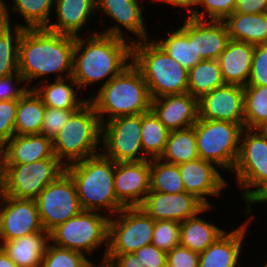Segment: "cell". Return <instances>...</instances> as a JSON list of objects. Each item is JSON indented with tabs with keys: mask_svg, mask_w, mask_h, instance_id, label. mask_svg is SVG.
<instances>
[{
	"mask_svg": "<svg viewBox=\"0 0 267 267\" xmlns=\"http://www.w3.org/2000/svg\"><path fill=\"white\" fill-rule=\"evenodd\" d=\"M74 47L75 36L46 28L24 29L18 43V72L28 88H33L32 81H47L52 74L55 79L70 77Z\"/></svg>",
	"mask_w": 267,
	"mask_h": 267,
	"instance_id": "obj_1",
	"label": "cell"
},
{
	"mask_svg": "<svg viewBox=\"0 0 267 267\" xmlns=\"http://www.w3.org/2000/svg\"><path fill=\"white\" fill-rule=\"evenodd\" d=\"M132 42L89 31L76 36L72 75L80 90L99 84L100 88L132 63ZM101 81V82H100Z\"/></svg>",
	"mask_w": 267,
	"mask_h": 267,
	"instance_id": "obj_2",
	"label": "cell"
},
{
	"mask_svg": "<svg viewBox=\"0 0 267 267\" xmlns=\"http://www.w3.org/2000/svg\"><path fill=\"white\" fill-rule=\"evenodd\" d=\"M65 171L74 181L83 210L103 212L112 217L124 208L114 190L113 160L100 153L65 166Z\"/></svg>",
	"mask_w": 267,
	"mask_h": 267,
	"instance_id": "obj_3",
	"label": "cell"
},
{
	"mask_svg": "<svg viewBox=\"0 0 267 267\" xmlns=\"http://www.w3.org/2000/svg\"><path fill=\"white\" fill-rule=\"evenodd\" d=\"M97 90L88 101L94 106L101 124L116 117L150 111L151 97L147 84L133 63Z\"/></svg>",
	"mask_w": 267,
	"mask_h": 267,
	"instance_id": "obj_4",
	"label": "cell"
},
{
	"mask_svg": "<svg viewBox=\"0 0 267 267\" xmlns=\"http://www.w3.org/2000/svg\"><path fill=\"white\" fill-rule=\"evenodd\" d=\"M150 39L132 44V63L142 73L151 99L187 92L188 70Z\"/></svg>",
	"mask_w": 267,
	"mask_h": 267,
	"instance_id": "obj_5",
	"label": "cell"
},
{
	"mask_svg": "<svg viewBox=\"0 0 267 267\" xmlns=\"http://www.w3.org/2000/svg\"><path fill=\"white\" fill-rule=\"evenodd\" d=\"M101 122L88 101L52 140L54 155L65 165L100 154Z\"/></svg>",
	"mask_w": 267,
	"mask_h": 267,
	"instance_id": "obj_6",
	"label": "cell"
},
{
	"mask_svg": "<svg viewBox=\"0 0 267 267\" xmlns=\"http://www.w3.org/2000/svg\"><path fill=\"white\" fill-rule=\"evenodd\" d=\"M232 173L247 207L267 190V131L244 128Z\"/></svg>",
	"mask_w": 267,
	"mask_h": 267,
	"instance_id": "obj_7",
	"label": "cell"
},
{
	"mask_svg": "<svg viewBox=\"0 0 267 267\" xmlns=\"http://www.w3.org/2000/svg\"><path fill=\"white\" fill-rule=\"evenodd\" d=\"M109 219L110 217L104 213L82 210L54 228L50 232V242L88 256L92 255L97 248L104 246L101 259L103 261L108 250Z\"/></svg>",
	"mask_w": 267,
	"mask_h": 267,
	"instance_id": "obj_8",
	"label": "cell"
},
{
	"mask_svg": "<svg viewBox=\"0 0 267 267\" xmlns=\"http://www.w3.org/2000/svg\"><path fill=\"white\" fill-rule=\"evenodd\" d=\"M199 158L232 172L244 127L230 121L198 119L194 125Z\"/></svg>",
	"mask_w": 267,
	"mask_h": 267,
	"instance_id": "obj_9",
	"label": "cell"
},
{
	"mask_svg": "<svg viewBox=\"0 0 267 267\" xmlns=\"http://www.w3.org/2000/svg\"><path fill=\"white\" fill-rule=\"evenodd\" d=\"M65 172V165L53 155L27 164H4L0 193L35 200L40 192Z\"/></svg>",
	"mask_w": 267,
	"mask_h": 267,
	"instance_id": "obj_10",
	"label": "cell"
},
{
	"mask_svg": "<svg viewBox=\"0 0 267 267\" xmlns=\"http://www.w3.org/2000/svg\"><path fill=\"white\" fill-rule=\"evenodd\" d=\"M99 150L116 163L147 160L141 144V114L120 116L102 123Z\"/></svg>",
	"mask_w": 267,
	"mask_h": 267,
	"instance_id": "obj_11",
	"label": "cell"
},
{
	"mask_svg": "<svg viewBox=\"0 0 267 267\" xmlns=\"http://www.w3.org/2000/svg\"><path fill=\"white\" fill-rule=\"evenodd\" d=\"M154 225L140 207H124L109 219L107 254L134 253L151 244Z\"/></svg>",
	"mask_w": 267,
	"mask_h": 267,
	"instance_id": "obj_12",
	"label": "cell"
},
{
	"mask_svg": "<svg viewBox=\"0 0 267 267\" xmlns=\"http://www.w3.org/2000/svg\"><path fill=\"white\" fill-rule=\"evenodd\" d=\"M35 201L43 229L49 233L83 210L74 181L66 171L48 184Z\"/></svg>",
	"mask_w": 267,
	"mask_h": 267,
	"instance_id": "obj_13",
	"label": "cell"
},
{
	"mask_svg": "<svg viewBox=\"0 0 267 267\" xmlns=\"http://www.w3.org/2000/svg\"><path fill=\"white\" fill-rule=\"evenodd\" d=\"M143 0H96V11L115 20L113 26L101 30L102 34L120 37L132 43L149 39V33L144 21ZM116 24V25H115ZM125 29V30H124ZM128 31L131 35H125ZM128 38H127V37ZM137 38V39H136Z\"/></svg>",
	"mask_w": 267,
	"mask_h": 267,
	"instance_id": "obj_14",
	"label": "cell"
},
{
	"mask_svg": "<svg viewBox=\"0 0 267 267\" xmlns=\"http://www.w3.org/2000/svg\"><path fill=\"white\" fill-rule=\"evenodd\" d=\"M43 230L35 200L19 199L0 193L2 241L14 240Z\"/></svg>",
	"mask_w": 267,
	"mask_h": 267,
	"instance_id": "obj_15",
	"label": "cell"
},
{
	"mask_svg": "<svg viewBox=\"0 0 267 267\" xmlns=\"http://www.w3.org/2000/svg\"><path fill=\"white\" fill-rule=\"evenodd\" d=\"M217 168L214 163L201 158L178 164L185 192L193 194L206 206H212L209 198H218L228 187L221 169Z\"/></svg>",
	"mask_w": 267,
	"mask_h": 267,
	"instance_id": "obj_16",
	"label": "cell"
},
{
	"mask_svg": "<svg viewBox=\"0 0 267 267\" xmlns=\"http://www.w3.org/2000/svg\"><path fill=\"white\" fill-rule=\"evenodd\" d=\"M199 119L222 120L244 127V87L225 84L198 99Z\"/></svg>",
	"mask_w": 267,
	"mask_h": 267,
	"instance_id": "obj_17",
	"label": "cell"
},
{
	"mask_svg": "<svg viewBox=\"0 0 267 267\" xmlns=\"http://www.w3.org/2000/svg\"><path fill=\"white\" fill-rule=\"evenodd\" d=\"M139 207L155 221L172 220L182 223L197 215L206 205L187 192L171 194L149 191Z\"/></svg>",
	"mask_w": 267,
	"mask_h": 267,
	"instance_id": "obj_18",
	"label": "cell"
},
{
	"mask_svg": "<svg viewBox=\"0 0 267 267\" xmlns=\"http://www.w3.org/2000/svg\"><path fill=\"white\" fill-rule=\"evenodd\" d=\"M114 190L124 207H139L150 191V159L115 162Z\"/></svg>",
	"mask_w": 267,
	"mask_h": 267,
	"instance_id": "obj_19",
	"label": "cell"
},
{
	"mask_svg": "<svg viewBox=\"0 0 267 267\" xmlns=\"http://www.w3.org/2000/svg\"><path fill=\"white\" fill-rule=\"evenodd\" d=\"M150 110L169 131L192 127L199 119L198 99L188 92L151 99Z\"/></svg>",
	"mask_w": 267,
	"mask_h": 267,
	"instance_id": "obj_20",
	"label": "cell"
},
{
	"mask_svg": "<svg viewBox=\"0 0 267 267\" xmlns=\"http://www.w3.org/2000/svg\"><path fill=\"white\" fill-rule=\"evenodd\" d=\"M250 220H245L233 231H226L213 244L199 253V267H238L243 240L248 233ZM248 223V224H247Z\"/></svg>",
	"mask_w": 267,
	"mask_h": 267,
	"instance_id": "obj_21",
	"label": "cell"
},
{
	"mask_svg": "<svg viewBox=\"0 0 267 267\" xmlns=\"http://www.w3.org/2000/svg\"><path fill=\"white\" fill-rule=\"evenodd\" d=\"M54 10L57 20L50 21L46 29L76 37L96 15V0H54Z\"/></svg>",
	"mask_w": 267,
	"mask_h": 267,
	"instance_id": "obj_22",
	"label": "cell"
},
{
	"mask_svg": "<svg viewBox=\"0 0 267 267\" xmlns=\"http://www.w3.org/2000/svg\"><path fill=\"white\" fill-rule=\"evenodd\" d=\"M255 45L230 40L217 59L226 84L247 85Z\"/></svg>",
	"mask_w": 267,
	"mask_h": 267,
	"instance_id": "obj_23",
	"label": "cell"
},
{
	"mask_svg": "<svg viewBox=\"0 0 267 267\" xmlns=\"http://www.w3.org/2000/svg\"><path fill=\"white\" fill-rule=\"evenodd\" d=\"M53 155L52 140L43 134L14 135L4 145V164H27Z\"/></svg>",
	"mask_w": 267,
	"mask_h": 267,
	"instance_id": "obj_24",
	"label": "cell"
},
{
	"mask_svg": "<svg viewBox=\"0 0 267 267\" xmlns=\"http://www.w3.org/2000/svg\"><path fill=\"white\" fill-rule=\"evenodd\" d=\"M184 20L178 29L168 31V37L154 41L189 71L203 59L194 49V18L187 16Z\"/></svg>",
	"mask_w": 267,
	"mask_h": 267,
	"instance_id": "obj_25",
	"label": "cell"
},
{
	"mask_svg": "<svg viewBox=\"0 0 267 267\" xmlns=\"http://www.w3.org/2000/svg\"><path fill=\"white\" fill-rule=\"evenodd\" d=\"M54 80L51 83H49V79L44 80L39 84H34L32 88L46 107L64 110L80 109L88 102V98H78L77 93L82 94V92L71 76Z\"/></svg>",
	"mask_w": 267,
	"mask_h": 267,
	"instance_id": "obj_26",
	"label": "cell"
},
{
	"mask_svg": "<svg viewBox=\"0 0 267 267\" xmlns=\"http://www.w3.org/2000/svg\"><path fill=\"white\" fill-rule=\"evenodd\" d=\"M230 41L224 21L194 18V49L202 59H218Z\"/></svg>",
	"mask_w": 267,
	"mask_h": 267,
	"instance_id": "obj_27",
	"label": "cell"
},
{
	"mask_svg": "<svg viewBox=\"0 0 267 267\" xmlns=\"http://www.w3.org/2000/svg\"><path fill=\"white\" fill-rule=\"evenodd\" d=\"M214 206H206L197 215L180 223V245L191 251L201 253L221 237L226 230L212 222L204 220L201 215L213 210Z\"/></svg>",
	"mask_w": 267,
	"mask_h": 267,
	"instance_id": "obj_28",
	"label": "cell"
},
{
	"mask_svg": "<svg viewBox=\"0 0 267 267\" xmlns=\"http://www.w3.org/2000/svg\"><path fill=\"white\" fill-rule=\"evenodd\" d=\"M224 22L230 40L252 45L267 43V13H232Z\"/></svg>",
	"mask_w": 267,
	"mask_h": 267,
	"instance_id": "obj_29",
	"label": "cell"
},
{
	"mask_svg": "<svg viewBox=\"0 0 267 267\" xmlns=\"http://www.w3.org/2000/svg\"><path fill=\"white\" fill-rule=\"evenodd\" d=\"M49 242L50 233L43 230L14 240L3 241L2 249L18 267H25L42 261Z\"/></svg>",
	"mask_w": 267,
	"mask_h": 267,
	"instance_id": "obj_30",
	"label": "cell"
},
{
	"mask_svg": "<svg viewBox=\"0 0 267 267\" xmlns=\"http://www.w3.org/2000/svg\"><path fill=\"white\" fill-rule=\"evenodd\" d=\"M2 0V4L8 16L9 24L11 22V13L13 12L19 16H22L24 23L15 24V26H21L23 28H46L50 22L51 12L54 8V0H11L12 3L7 5V2ZM10 7V8H9Z\"/></svg>",
	"mask_w": 267,
	"mask_h": 267,
	"instance_id": "obj_31",
	"label": "cell"
},
{
	"mask_svg": "<svg viewBox=\"0 0 267 267\" xmlns=\"http://www.w3.org/2000/svg\"><path fill=\"white\" fill-rule=\"evenodd\" d=\"M45 105L33 89L18 99L15 135L41 134Z\"/></svg>",
	"mask_w": 267,
	"mask_h": 267,
	"instance_id": "obj_32",
	"label": "cell"
},
{
	"mask_svg": "<svg viewBox=\"0 0 267 267\" xmlns=\"http://www.w3.org/2000/svg\"><path fill=\"white\" fill-rule=\"evenodd\" d=\"M225 84L216 59H203L188 71L187 92L197 99Z\"/></svg>",
	"mask_w": 267,
	"mask_h": 267,
	"instance_id": "obj_33",
	"label": "cell"
},
{
	"mask_svg": "<svg viewBox=\"0 0 267 267\" xmlns=\"http://www.w3.org/2000/svg\"><path fill=\"white\" fill-rule=\"evenodd\" d=\"M197 158L199 155L194 126L170 131L160 159L178 165Z\"/></svg>",
	"mask_w": 267,
	"mask_h": 267,
	"instance_id": "obj_34",
	"label": "cell"
},
{
	"mask_svg": "<svg viewBox=\"0 0 267 267\" xmlns=\"http://www.w3.org/2000/svg\"><path fill=\"white\" fill-rule=\"evenodd\" d=\"M170 131L150 110L141 114V144L146 159L160 158Z\"/></svg>",
	"mask_w": 267,
	"mask_h": 267,
	"instance_id": "obj_35",
	"label": "cell"
},
{
	"mask_svg": "<svg viewBox=\"0 0 267 267\" xmlns=\"http://www.w3.org/2000/svg\"><path fill=\"white\" fill-rule=\"evenodd\" d=\"M150 191L171 194L185 192L178 165L160 158L150 159Z\"/></svg>",
	"mask_w": 267,
	"mask_h": 267,
	"instance_id": "obj_36",
	"label": "cell"
},
{
	"mask_svg": "<svg viewBox=\"0 0 267 267\" xmlns=\"http://www.w3.org/2000/svg\"><path fill=\"white\" fill-rule=\"evenodd\" d=\"M267 125V86L244 87V128L263 129Z\"/></svg>",
	"mask_w": 267,
	"mask_h": 267,
	"instance_id": "obj_37",
	"label": "cell"
},
{
	"mask_svg": "<svg viewBox=\"0 0 267 267\" xmlns=\"http://www.w3.org/2000/svg\"><path fill=\"white\" fill-rule=\"evenodd\" d=\"M25 28L9 25L0 34V77L18 73V43Z\"/></svg>",
	"mask_w": 267,
	"mask_h": 267,
	"instance_id": "obj_38",
	"label": "cell"
},
{
	"mask_svg": "<svg viewBox=\"0 0 267 267\" xmlns=\"http://www.w3.org/2000/svg\"><path fill=\"white\" fill-rule=\"evenodd\" d=\"M93 261L81 252L49 242L42 258V267H88Z\"/></svg>",
	"mask_w": 267,
	"mask_h": 267,
	"instance_id": "obj_39",
	"label": "cell"
},
{
	"mask_svg": "<svg viewBox=\"0 0 267 267\" xmlns=\"http://www.w3.org/2000/svg\"><path fill=\"white\" fill-rule=\"evenodd\" d=\"M151 244L166 253L179 246L180 223L172 220L155 221Z\"/></svg>",
	"mask_w": 267,
	"mask_h": 267,
	"instance_id": "obj_40",
	"label": "cell"
},
{
	"mask_svg": "<svg viewBox=\"0 0 267 267\" xmlns=\"http://www.w3.org/2000/svg\"><path fill=\"white\" fill-rule=\"evenodd\" d=\"M237 0H200L198 9L191 17L199 20L224 21L235 11ZM200 10V11H199Z\"/></svg>",
	"mask_w": 267,
	"mask_h": 267,
	"instance_id": "obj_41",
	"label": "cell"
},
{
	"mask_svg": "<svg viewBox=\"0 0 267 267\" xmlns=\"http://www.w3.org/2000/svg\"><path fill=\"white\" fill-rule=\"evenodd\" d=\"M78 109H59L45 106V113L42 121L41 134L53 140L62 127L69 121V118Z\"/></svg>",
	"mask_w": 267,
	"mask_h": 267,
	"instance_id": "obj_42",
	"label": "cell"
},
{
	"mask_svg": "<svg viewBox=\"0 0 267 267\" xmlns=\"http://www.w3.org/2000/svg\"><path fill=\"white\" fill-rule=\"evenodd\" d=\"M246 86H267V43L255 45Z\"/></svg>",
	"mask_w": 267,
	"mask_h": 267,
	"instance_id": "obj_43",
	"label": "cell"
},
{
	"mask_svg": "<svg viewBox=\"0 0 267 267\" xmlns=\"http://www.w3.org/2000/svg\"><path fill=\"white\" fill-rule=\"evenodd\" d=\"M18 100L0 101V143L5 145L15 135Z\"/></svg>",
	"mask_w": 267,
	"mask_h": 267,
	"instance_id": "obj_44",
	"label": "cell"
},
{
	"mask_svg": "<svg viewBox=\"0 0 267 267\" xmlns=\"http://www.w3.org/2000/svg\"><path fill=\"white\" fill-rule=\"evenodd\" d=\"M28 89L23 76L19 72L0 77V101L18 100Z\"/></svg>",
	"mask_w": 267,
	"mask_h": 267,
	"instance_id": "obj_45",
	"label": "cell"
},
{
	"mask_svg": "<svg viewBox=\"0 0 267 267\" xmlns=\"http://www.w3.org/2000/svg\"><path fill=\"white\" fill-rule=\"evenodd\" d=\"M166 267H199V253L176 246L167 252Z\"/></svg>",
	"mask_w": 267,
	"mask_h": 267,
	"instance_id": "obj_46",
	"label": "cell"
},
{
	"mask_svg": "<svg viewBox=\"0 0 267 267\" xmlns=\"http://www.w3.org/2000/svg\"><path fill=\"white\" fill-rule=\"evenodd\" d=\"M134 254L152 266H166L167 253L153 244L139 248Z\"/></svg>",
	"mask_w": 267,
	"mask_h": 267,
	"instance_id": "obj_47",
	"label": "cell"
},
{
	"mask_svg": "<svg viewBox=\"0 0 267 267\" xmlns=\"http://www.w3.org/2000/svg\"><path fill=\"white\" fill-rule=\"evenodd\" d=\"M105 260L113 267H166L152 266L141 260L134 253L127 254H106Z\"/></svg>",
	"mask_w": 267,
	"mask_h": 267,
	"instance_id": "obj_48",
	"label": "cell"
},
{
	"mask_svg": "<svg viewBox=\"0 0 267 267\" xmlns=\"http://www.w3.org/2000/svg\"><path fill=\"white\" fill-rule=\"evenodd\" d=\"M233 13H267V0H237Z\"/></svg>",
	"mask_w": 267,
	"mask_h": 267,
	"instance_id": "obj_49",
	"label": "cell"
},
{
	"mask_svg": "<svg viewBox=\"0 0 267 267\" xmlns=\"http://www.w3.org/2000/svg\"><path fill=\"white\" fill-rule=\"evenodd\" d=\"M158 2L162 4L164 2V4L167 3V5L170 4L171 6L181 8L182 10L186 9V11L190 13L188 17H191L198 10L200 0H159Z\"/></svg>",
	"mask_w": 267,
	"mask_h": 267,
	"instance_id": "obj_50",
	"label": "cell"
},
{
	"mask_svg": "<svg viewBox=\"0 0 267 267\" xmlns=\"http://www.w3.org/2000/svg\"><path fill=\"white\" fill-rule=\"evenodd\" d=\"M266 202V203H265ZM258 205V203L260 204V203H264V204H267V194H260V195H258L254 200H252L251 202H250V204L247 206V207H245V209H244V213H245V215L246 216H248L249 215V217L250 218H248V220H251V217H254L253 216V214H252V216H251V213H253V211H252V206L253 205H256V204Z\"/></svg>",
	"mask_w": 267,
	"mask_h": 267,
	"instance_id": "obj_51",
	"label": "cell"
},
{
	"mask_svg": "<svg viewBox=\"0 0 267 267\" xmlns=\"http://www.w3.org/2000/svg\"><path fill=\"white\" fill-rule=\"evenodd\" d=\"M0 267H18L3 249L0 250Z\"/></svg>",
	"mask_w": 267,
	"mask_h": 267,
	"instance_id": "obj_52",
	"label": "cell"
},
{
	"mask_svg": "<svg viewBox=\"0 0 267 267\" xmlns=\"http://www.w3.org/2000/svg\"><path fill=\"white\" fill-rule=\"evenodd\" d=\"M9 20L3 4H0V34L9 26Z\"/></svg>",
	"mask_w": 267,
	"mask_h": 267,
	"instance_id": "obj_53",
	"label": "cell"
},
{
	"mask_svg": "<svg viewBox=\"0 0 267 267\" xmlns=\"http://www.w3.org/2000/svg\"><path fill=\"white\" fill-rule=\"evenodd\" d=\"M4 176V145L0 143V186Z\"/></svg>",
	"mask_w": 267,
	"mask_h": 267,
	"instance_id": "obj_54",
	"label": "cell"
},
{
	"mask_svg": "<svg viewBox=\"0 0 267 267\" xmlns=\"http://www.w3.org/2000/svg\"><path fill=\"white\" fill-rule=\"evenodd\" d=\"M88 267H113L108 261L106 260H103V261H100L99 265L94 262H92Z\"/></svg>",
	"mask_w": 267,
	"mask_h": 267,
	"instance_id": "obj_55",
	"label": "cell"
},
{
	"mask_svg": "<svg viewBox=\"0 0 267 267\" xmlns=\"http://www.w3.org/2000/svg\"><path fill=\"white\" fill-rule=\"evenodd\" d=\"M25 267H42L41 262L34 264V265H30V266H25Z\"/></svg>",
	"mask_w": 267,
	"mask_h": 267,
	"instance_id": "obj_56",
	"label": "cell"
},
{
	"mask_svg": "<svg viewBox=\"0 0 267 267\" xmlns=\"http://www.w3.org/2000/svg\"><path fill=\"white\" fill-rule=\"evenodd\" d=\"M2 244H3V241H2V238H1V231H0V250L2 249Z\"/></svg>",
	"mask_w": 267,
	"mask_h": 267,
	"instance_id": "obj_57",
	"label": "cell"
},
{
	"mask_svg": "<svg viewBox=\"0 0 267 267\" xmlns=\"http://www.w3.org/2000/svg\"><path fill=\"white\" fill-rule=\"evenodd\" d=\"M264 266H262V267H267V260H266V263L265 264H263Z\"/></svg>",
	"mask_w": 267,
	"mask_h": 267,
	"instance_id": "obj_58",
	"label": "cell"
}]
</instances>
